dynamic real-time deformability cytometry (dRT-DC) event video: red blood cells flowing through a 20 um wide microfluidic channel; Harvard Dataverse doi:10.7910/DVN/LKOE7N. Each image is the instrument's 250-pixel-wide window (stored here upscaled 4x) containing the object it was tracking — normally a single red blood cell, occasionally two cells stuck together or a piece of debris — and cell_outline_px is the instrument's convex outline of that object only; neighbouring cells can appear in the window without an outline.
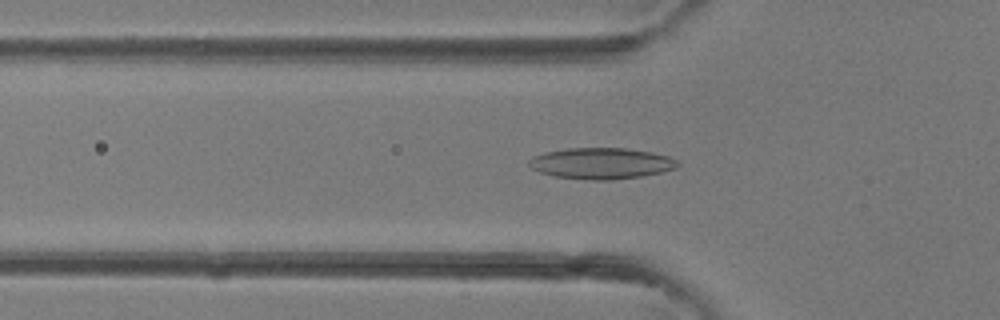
{"species": "common noctule bat (a hibernating species)", "species_latin": "Nyctalus noctula", "temperature_condition": "room temperature", "stored_images_in_passage": 38, "camera_frame_rate_fps": 3000, "um_per_image_px": 0.085, "animal": {"sex": "female"}, "frame": {"image": 1, "passage_image": 12, "time_ms": 3.667, "image_size_px": [1000, 320], "cell_outline_px": [[680, 164], [676, 168], [664, 172], [640, 176], [612, 180], [592, 180], [556, 176], [540, 172], [532, 168], [528, 164], [528, 160], [532, 156], [544, 152], [568, 148], [624, 148], [652, 152], [668, 156], [676, 160]], "centroid_in_image_um": [51.11, 13.88], "position_along_channel_um": 74.7, "area_um2": 26.99}}
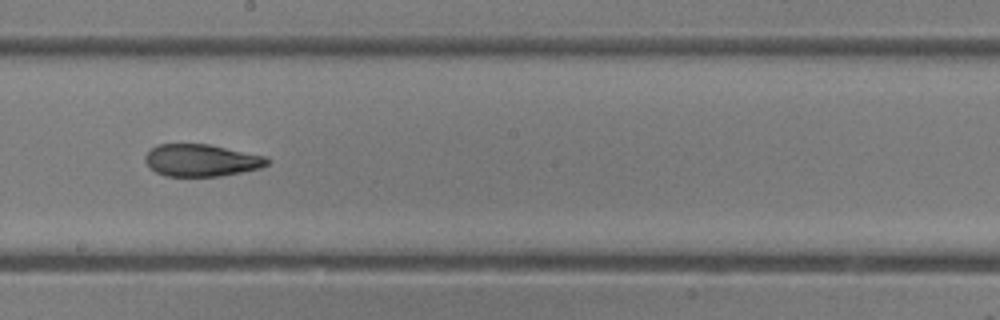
{"frame": {"image": 2, "passage_image": 21, "time_ms": 6.667, "image_size_px": [1000, 320], "cell_outline_px": [[272, 160], [268, 164], [260, 168], [220, 176], [164, 176], [148, 168], [144, 160], [144, 156], [156, 144], [208, 144], [264, 156]], "centroid_in_image_um": [17.07, 13.63], "position_along_channel_um": 231.1, "area_um2": 22.89}}
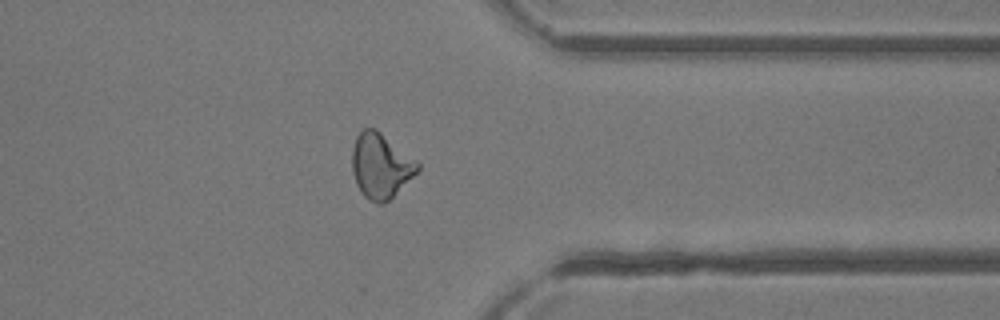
{"frame": {"image": 3, "passage_image": 30, "time_ms": 9.667, "image_size_px": [1000, 320], "cell_outline_px": [[420, 168], [384, 204], [380, 204], [368, 200], [364, 196], [356, 184], [352, 172], [352, 148], [356, 136], [364, 128], [376, 128], [416, 160], [420, 164]], "centroid_in_image_um": [32.32, 14.08], "position_along_channel_um": 379.1, "area_um2": 24.51}}